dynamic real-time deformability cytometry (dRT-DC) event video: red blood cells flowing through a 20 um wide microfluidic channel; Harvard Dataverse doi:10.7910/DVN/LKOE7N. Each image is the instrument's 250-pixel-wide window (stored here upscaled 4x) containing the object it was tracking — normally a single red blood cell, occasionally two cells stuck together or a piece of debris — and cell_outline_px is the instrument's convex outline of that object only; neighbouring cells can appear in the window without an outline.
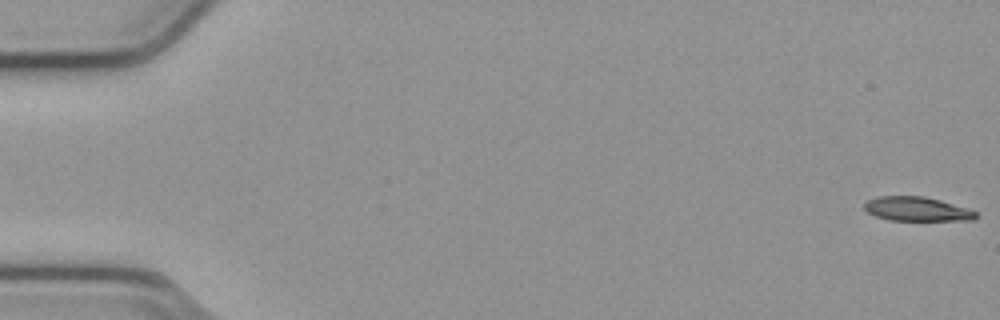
{"species": "common noctule bat (a hibernating species)", "species_latin": "Nyctalus noctula", "temperature_condition": "cold", "stored_images_in_passage": 55, "camera_frame_rate_fps": 3000, "um_per_image_px": 0.085, "animal": {"sex": "male", "body_mass_g": 23.1, "forearm_length_mm": 52.7}, "frame": {"image": 1, "passage_image": 1, "time_ms": 0.0, "image_size_px": [1000, 320], "cell_outline_px": [[976, 220], [888, 220], [876, 216], [868, 212], [864, 208], [864, 204], [868, 200], [876, 196], [924, 196], [940, 200], [968, 208], [976, 212]], "centroid_in_image_um": [77.93, 17.76], "position_along_channel_um": 7.1, "area_um2": 15.66}}
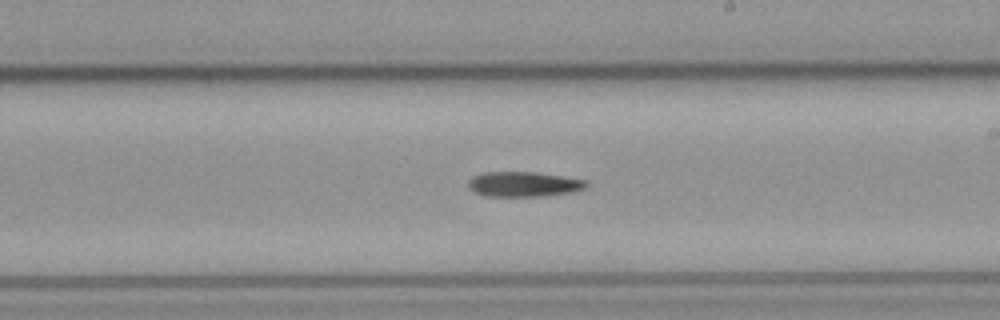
{"frame": {"image": 2, "passage_image": 32, "time_ms": 10.333, "image_size_px": [1000, 320], "cell_outline_px": [[588, 184], [584, 188], [572, 192], [544, 196], [484, 196], [468, 188], [468, 180], [472, 176], [484, 172], [536, 172], [584, 180]], "centroid_in_image_um": [44.46, 15.66], "position_along_channel_um": 244.5, "area_um2": 17.11}}
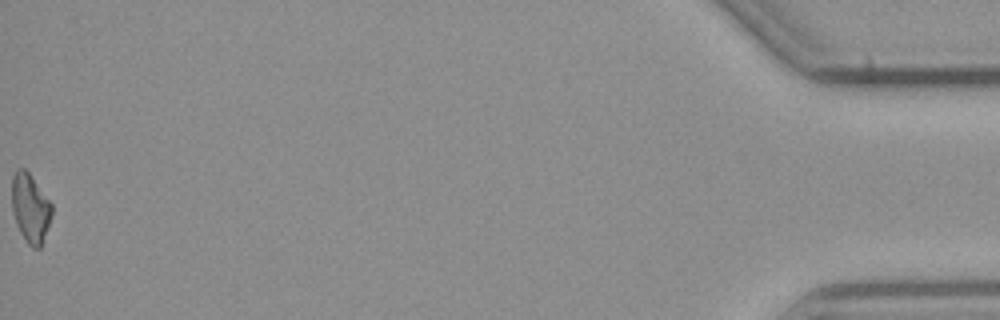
{"frame": {"image": 3, "passage_image": 55, "time_ms": 18.0, "image_size_px": [1000, 320], "cell_outline_px": [[52, 216], [40, 248], [32, 248], [28, 244], [20, 232], [12, 212], [12, 176], [16, 168], [24, 168], [28, 172], [52, 204]], "centroid_in_image_um": [2.57, 17.68], "position_along_channel_um": 432.6, "area_um2": 15.95}}